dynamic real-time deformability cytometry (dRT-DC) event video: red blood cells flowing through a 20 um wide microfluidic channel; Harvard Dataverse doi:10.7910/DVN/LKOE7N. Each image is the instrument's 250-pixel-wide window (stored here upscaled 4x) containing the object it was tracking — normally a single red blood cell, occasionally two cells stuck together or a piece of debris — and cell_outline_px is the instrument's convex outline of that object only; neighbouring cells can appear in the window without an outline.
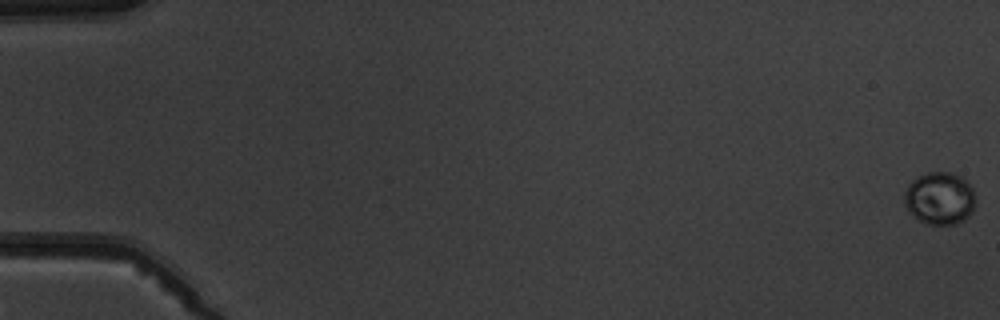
{"species": "common noctule bat (a hibernating species)", "species_latin": "Nyctalus noctula", "temperature_condition": "warm", "stored_images_in_passage": 11, "camera_frame_rate_fps": 3000, "um_per_image_px": 0.085, "animal": {"sex": "male", "body_mass_g": 19.5, "forearm_length_mm": 54.6}, "frame": {"image": 1, "passage_image": 1, "time_ms": 0.0, "image_size_px": [1000, 320], "cell_outline_px": [[976, 204], [972, 212], [964, 220], [956, 224], [928, 224], [920, 220], [904, 204], [904, 192], [908, 184], [916, 176], [928, 172], [952, 172], [960, 176], [972, 188], [976, 200]], "centroid_in_image_um": [79.89, 16.84], "position_along_channel_um": 5.1, "area_um2": 21.79}}
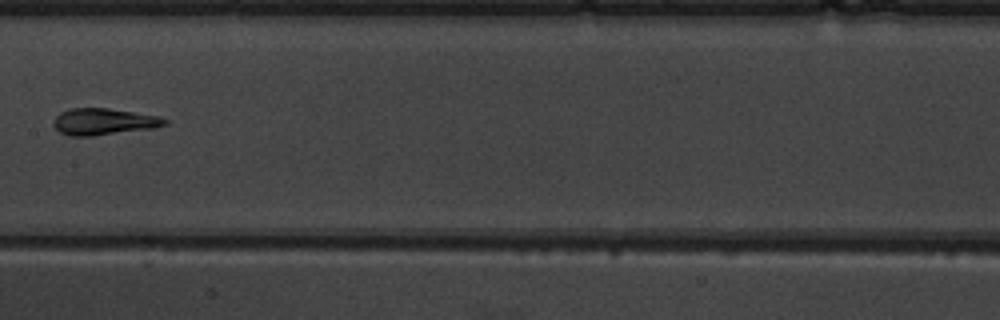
{"frame": {"image": 2, "passage_image": 10, "time_ms": 11.333, "image_size_px": [1000, 320], "cell_outline_px": [[168, 124], [152, 128], [92, 136], [68, 136], [60, 132], [52, 124], [56, 116], [60, 112], [72, 108], [108, 108], [156, 116], [168, 120]], "centroid_in_image_um": [8.77, 10.34], "position_along_channel_um": 198.6, "area_um2": 17.05}}
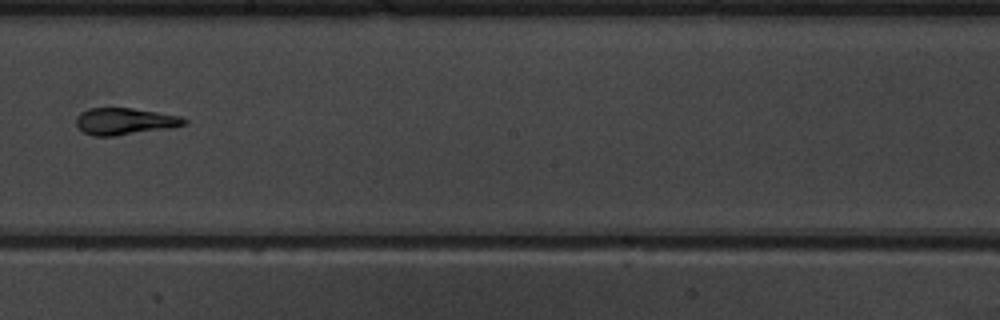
{"frame": {"image": 3, "passage_image": 11, "time_ms": 12.333, "image_size_px": [1000, 320], "cell_outline_px": [[188, 124], [172, 128], [112, 136], [92, 136], [84, 132], [76, 124], [76, 116], [80, 112], [88, 108], [132, 108], [180, 116], [188, 120]], "centroid_in_image_um": [10.61, 10.31], "position_along_channel_um": 237.6, "area_um2": 16.94}}